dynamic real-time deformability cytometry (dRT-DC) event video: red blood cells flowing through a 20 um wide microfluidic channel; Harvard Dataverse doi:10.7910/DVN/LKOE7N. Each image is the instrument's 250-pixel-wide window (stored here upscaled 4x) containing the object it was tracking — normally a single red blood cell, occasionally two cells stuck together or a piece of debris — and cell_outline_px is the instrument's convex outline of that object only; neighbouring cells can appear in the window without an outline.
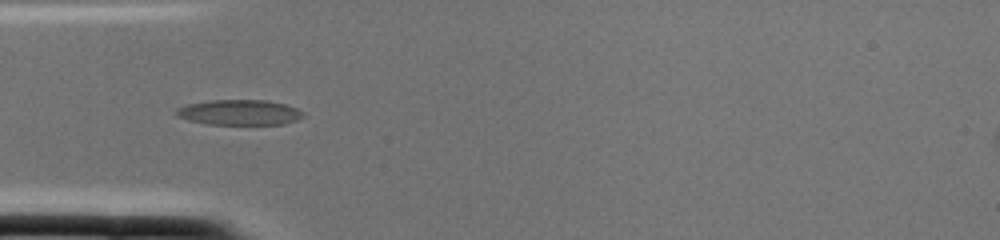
{"species": "common noctule bat (a hibernating species)", "species_latin": "Nyctalus noctula", "temperature_condition": "cold", "stored_images_in_passage": 2, "camera_frame_rate_fps": 3000, "um_per_image_px": 0.085, "animal": {"sex": "female", "body_mass_g": 22.0, "forearm_length_mm": 56.7}, "frame": {"image": 1, "passage_image": 2, "time_ms": 0.333, "image_size_px": [1000, 240], "cell_outline_px": [[304, 116], [296, 120], [284, 124], [204, 124], [188, 120], [176, 116], [176, 108], [188, 104], [208, 100], [268, 100], [284, 104], [296, 108], [304, 112]], "centroid_in_image_um": [20.33, 9.55], "position_along_channel_um": 64.7, "area_um2": 18.79}}